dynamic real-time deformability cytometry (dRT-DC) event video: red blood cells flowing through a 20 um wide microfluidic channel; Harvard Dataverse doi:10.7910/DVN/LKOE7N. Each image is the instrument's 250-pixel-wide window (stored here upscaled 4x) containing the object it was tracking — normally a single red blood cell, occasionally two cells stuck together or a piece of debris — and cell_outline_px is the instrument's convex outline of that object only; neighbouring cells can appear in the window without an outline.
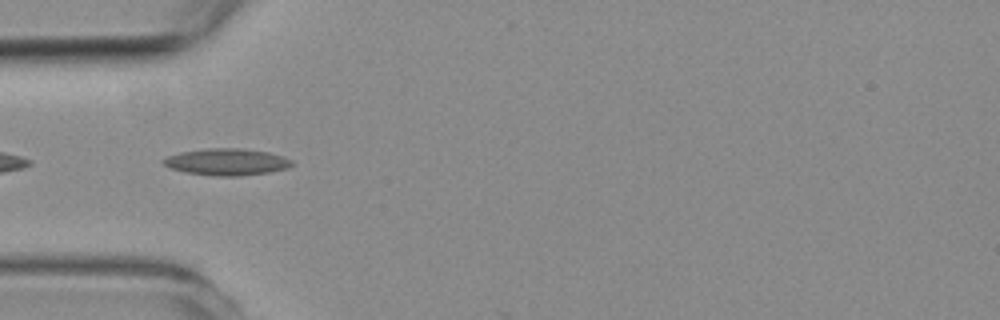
{"species": "common noctule bat (a hibernating species)", "species_latin": "Nyctalus noctula", "temperature_condition": "room temperature", "stored_images_in_passage": 4, "camera_frame_rate_fps": 3000, "um_per_image_px": 0.085, "animal": {"sex": "female", "body_mass_g": 19.3, "forearm_length_mm": 54.1}, "frame": {"image": 1, "passage_image": 2, "time_ms": 0.333, "image_size_px": [1000, 320], "cell_outline_px": [[292, 164], [288, 168], [268, 172], [240, 176], [212, 176], [184, 172], [172, 168], [164, 164], [160, 160], [168, 156], [180, 152], [208, 148], [240, 148], [268, 152], [284, 156], [292, 160]], "centroid_in_image_um": [19.27, 13.76], "position_along_channel_um": 65.7, "area_um2": 20.06}}